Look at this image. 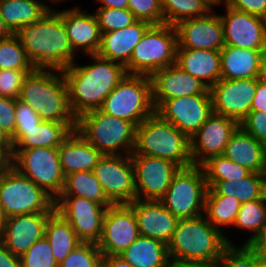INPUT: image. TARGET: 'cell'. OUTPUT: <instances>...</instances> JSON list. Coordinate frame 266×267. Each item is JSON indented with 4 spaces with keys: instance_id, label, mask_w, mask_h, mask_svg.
Segmentation results:
<instances>
[{
    "instance_id": "obj_1",
    "label": "cell",
    "mask_w": 266,
    "mask_h": 267,
    "mask_svg": "<svg viewBox=\"0 0 266 267\" xmlns=\"http://www.w3.org/2000/svg\"><path fill=\"white\" fill-rule=\"evenodd\" d=\"M92 64H71L63 75L68 89V101L73 116L100 109L104 99L126 77L125 66L104 59L97 54L89 55Z\"/></svg>"
},
{
    "instance_id": "obj_2",
    "label": "cell",
    "mask_w": 266,
    "mask_h": 267,
    "mask_svg": "<svg viewBox=\"0 0 266 267\" xmlns=\"http://www.w3.org/2000/svg\"><path fill=\"white\" fill-rule=\"evenodd\" d=\"M16 35L33 63L34 70L63 73L74 64L73 50L61 11L50 9L37 22L21 28Z\"/></svg>"
},
{
    "instance_id": "obj_3",
    "label": "cell",
    "mask_w": 266,
    "mask_h": 267,
    "mask_svg": "<svg viewBox=\"0 0 266 267\" xmlns=\"http://www.w3.org/2000/svg\"><path fill=\"white\" fill-rule=\"evenodd\" d=\"M228 245L233 243L203 214L179 219L167 247L169 258L214 265Z\"/></svg>"
},
{
    "instance_id": "obj_4",
    "label": "cell",
    "mask_w": 266,
    "mask_h": 267,
    "mask_svg": "<svg viewBox=\"0 0 266 267\" xmlns=\"http://www.w3.org/2000/svg\"><path fill=\"white\" fill-rule=\"evenodd\" d=\"M18 99L28 104L40 118L59 123H76L69 101L63 73L34 70L21 87Z\"/></svg>"
},
{
    "instance_id": "obj_5",
    "label": "cell",
    "mask_w": 266,
    "mask_h": 267,
    "mask_svg": "<svg viewBox=\"0 0 266 267\" xmlns=\"http://www.w3.org/2000/svg\"><path fill=\"white\" fill-rule=\"evenodd\" d=\"M132 154L167 159L181 168L193 165L190 139L156 112L136 126Z\"/></svg>"
},
{
    "instance_id": "obj_6",
    "label": "cell",
    "mask_w": 266,
    "mask_h": 267,
    "mask_svg": "<svg viewBox=\"0 0 266 267\" xmlns=\"http://www.w3.org/2000/svg\"><path fill=\"white\" fill-rule=\"evenodd\" d=\"M76 130L103 155L133 153L136 136V125L133 122L97 109L77 118Z\"/></svg>"
},
{
    "instance_id": "obj_7",
    "label": "cell",
    "mask_w": 266,
    "mask_h": 267,
    "mask_svg": "<svg viewBox=\"0 0 266 267\" xmlns=\"http://www.w3.org/2000/svg\"><path fill=\"white\" fill-rule=\"evenodd\" d=\"M177 46L175 26L151 25L125 65L127 74L151 76L157 70L176 64Z\"/></svg>"
},
{
    "instance_id": "obj_8",
    "label": "cell",
    "mask_w": 266,
    "mask_h": 267,
    "mask_svg": "<svg viewBox=\"0 0 266 267\" xmlns=\"http://www.w3.org/2000/svg\"><path fill=\"white\" fill-rule=\"evenodd\" d=\"M100 110L138 126L155 112L150 76L127 74L104 99Z\"/></svg>"
},
{
    "instance_id": "obj_9",
    "label": "cell",
    "mask_w": 266,
    "mask_h": 267,
    "mask_svg": "<svg viewBox=\"0 0 266 267\" xmlns=\"http://www.w3.org/2000/svg\"><path fill=\"white\" fill-rule=\"evenodd\" d=\"M55 200L32 180L10 167L0 176V211L3 218L54 212Z\"/></svg>"
},
{
    "instance_id": "obj_10",
    "label": "cell",
    "mask_w": 266,
    "mask_h": 267,
    "mask_svg": "<svg viewBox=\"0 0 266 267\" xmlns=\"http://www.w3.org/2000/svg\"><path fill=\"white\" fill-rule=\"evenodd\" d=\"M207 189L201 166L180 168L160 201L178 219L195 218L204 213Z\"/></svg>"
},
{
    "instance_id": "obj_11",
    "label": "cell",
    "mask_w": 266,
    "mask_h": 267,
    "mask_svg": "<svg viewBox=\"0 0 266 267\" xmlns=\"http://www.w3.org/2000/svg\"><path fill=\"white\" fill-rule=\"evenodd\" d=\"M12 167L32 180L54 200L64 188L65 176L59 161L58 147L14 149Z\"/></svg>"
},
{
    "instance_id": "obj_12",
    "label": "cell",
    "mask_w": 266,
    "mask_h": 267,
    "mask_svg": "<svg viewBox=\"0 0 266 267\" xmlns=\"http://www.w3.org/2000/svg\"><path fill=\"white\" fill-rule=\"evenodd\" d=\"M92 172L113 204H129L136 199L131 155H102Z\"/></svg>"
},
{
    "instance_id": "obj_13",
    "label": "cell",
    "mask_w": 266,
    "mask_h": 267,
    "mask_svg": "<svg viewBox=\"0 0 266 267\" xmlns=\"http://www.w3.org/2000/svg\"><path fill=\"white\" fill-rule=\"evenodd\" d=\"M54 206L55 211L71 225L81 242H99L108 207L76 196H58Z\"/></svg>"
},
{
    "instance_id": "obj_14",
    "label": "cell",
    "mask_w": 266,
    "mask_h": 267,
    "mask_svg": "<svg viewBox=\"0 0 266 267\" xmlns=\"http://www.w3.org/2000/svg\"><path fill=\"white\" fill-rule=\"evenodd\" d=\"M131 160L135 172L136 199L142 200H160L181 168L170 160L141 154H131Z\"/></svg>"
},
{
    "instance_id": "obj_15",
    "label": "cell",
    "mask_w": 266,
    "mask_h": 267,
    "mask_svg": "<svg viewBox=\"0 0 266 267\" xmlns=\"http://www.w3.org/2000/svg\"><path fill=\"white\" fill-rule=\"evenodd\" d=\"M257 82L258 78L220 79L209 89L213 112L240 124L251 112Z\"/></svg>"
},
{
    "instance_id": "obj_16",
    "label": "cell",
    "mask_w": 266,
    "mask_h": 267,
    "mask_svg": "<svg viewBox=\"0 0 266 267\" xmlns=\"http://www.w3.org/2000/svg\"><path fill=\"white\" fill-rule=\"evenodd\" d=\"M139 236L132 208L128 204H113L105 212L97 246L103 256L119 255Z\"/></svg>"
},
{
    "instance_id": "obj_17",
    "label": "cell",
    "mask_w": 266,
    "mask_h": 267,
    "mask_svg": "<svg viewBox=\"0 0 266 267\" xmlns=\"http://www.w3.org/2000/svg\"><path fill=\"white\" fill-rule=\"evenodd\" d=\"M189 139L213 113L210 94H194L165 100L156 110Z\"/></svg>"
},
{
    "instance_id": "obj_18",
    "label": "cell",
    "mask_w": 266,
    "mask_h": 267,
    "mask_svg": "<svg viewBox=\"0 0 266 267\" xmlns=\"http://www.w3.org/2000/svg\"><path fill=\"white\" fill-rule=\"evenodd\" d=\"M239 123L231 118L212 113L190 138L193 165L201 166L210 157L222 155Z\"/></svg>"
},
{
    "instance_id": "obj_19",
    "label": "cell",
    "mask_w": 266,
    "mask_h": 267,
    "mask_svg": "<svg viewBox=\"0 0 266 267\" xmlns=\"http://www.w3.org/2000/svg\"><path fill=\"white\" fill-rule=\"evenodd\" d=\"M220 15L226 46L266 50V19L235 10L225 4Z\"/></svg>"
},
{
    "instance_id": "obj_20",
    "label": "cell",
    "mask_w": 266,
    "mask_h": 267,
    "mask_svg": "<svg viewBox=\"0 0 266 267\" xmlns=\"http://www.w3.org/2000/svg\"><path fill=\"white\" fill-rule=\"evenodd\" d=\"M212 12L203 17L182 20L175 25L177 49L220 51L225 46L220 15Z\"/></svg>"
},
{
    "instance_id": "obj_21",
    "label": "cell",
    "mask_w": 266,
    "mask_h": 267,
    "mask_svg": "<svg viewBox=\"0 0 266 267\" xmlns=\"http://www.w3.org/2000/svg\"><path fill=\"white\" fill-rule=\"evenodd\" d=\"M52 213L39 212L5 218L0 241L13 254L21 256L45 237L47 220Z\"/></svg>"
},
{
    "instance_id": "obj_22",
    "label": "cell",
    "mask_w": 266,
    "mask_h": 267,
    "mask_svg": "<svg viewBox=\"0 0 266 267\" xmlns=\"http://www.w3.org/2000/svg\"><path fill=\"white\" fill-rule=\"evenodd\" d=\"M152 102L155 110L165 101L194 94H210L197 78L176 64L155 71L151 76Z\"/></svg>"
},
{
    "instance_id": "obj_23",
    "label": "cell",
    "mask_w": 266,
    "mask_h": 267,
    "mask_svg": "<svg viewBox=\"0 0 266 267\" xmlns=\"http://www.w3.org/2000/svg\"><path fill=\"white\" fill-rule=\"evenodd\" d=\"M128 205L135 214L140 235L168 245L179 219L160 200L135 199Z\"/></svg>"
},
{
    "instance_id": "obj_24",
    "label": "cell",
    "mask_w": 266,
    "mask_h": 267,
    "mask_svg": "<svg viewBox=\"0 0 266 267\" xmlns=\"http://www.w3.org/2000/svg\"><path fill=\"white\" fill-rule=\"evenodd\" d=\"M221 79L259 78L266 72V50L224 46L220 50Z\"/></svg>"
},
{
    "instance_id": "obj_25",
    "label": "cell",
    "mask_w": 266,
    "mask_h": 267,
    "mask_svg": "<svg viewBox=\"0 0 266 267\" xmlns=\"http://www.w3.org/2000/svg\"><path fill=\"white\" fill-rule=\"evenodd\" d=\"M61 18L73 50L87 55L97 54L101 44V32L94 14L84 13L79 7L62 10Z\"/></svg>"
},
{
    "instance_id": "obj_26",
    "label": "cell",
    "mask_w": 266,
    "mask_h": 267,
    "mask_svg": "<svg viewBox=\"0 0 266 267\" xmlns=\"http://www.w3.org/2000/svg\"><path fill=\"white\" fill-rule=\"evenodd\" d=\"M150 26L151 24L148 22L137 20L121 30L102 33L97 55L125 66L129 62L135 46Z\"/></svg>"
},
{
    "instance_id": "obj_27",
    "label": "cell",
    "mask_w": 266,
    "mask_h": 267,
    "mask_svg": "<svg viewBox=\"0 0 266 267\" xmlns=\"http://www.w3.org/2000/svg\"><path fill=\"white\" fill-rule=\"evenodd\" d=\"M176 65L208 89L221 79L220 51L176 49Z\"/></svg>"
},
{
    "instance_id": "obj_28",
    "label": "cell",
    "mask_w": 266,
    "mask_h": 267,
    "mask_svg": "<svg viewBox=\"0 0 266 267\" xmlns=\"http://www.w3.org/2000/svg\"><path fill=\"white\" fill-rule=\"evenodd\" d=\"M58 154L64 176L78 171H93L103 155L77 130L72 131L58 147Z\"/></svg>"
},
{
    "instance_id": "obj_29",
    "label": "cell",
    "mask_w": 266,
    "mask_h": 267,
    "mask_svg": "<svg viewBox=\"0 0 266 267\" xmlns=\"http://www.w3.org/2000/svg\"><path fill=\"white\" fill-rule=\"evenodd\" d=\"M222 155L251 173L265 172L266 147L240 126L231 135Z\"/></svg>"
},
{
    "instance_id": "obj_30",
    "label": "cell",
    "mask_w": 266,
    "mask_h": 267,
    "mask_svg": "<svg viewBox=\"0 0 266 267\" xmlns=\"http://www.w3.org/2000/svg\"><path fill=\"white\" fill-rule=\"evenodd\" d=\"M74 130H76V123L41 120L32 129H15L11 139L14 149L59 147Z\"/></svg>"
},
{
    "instance_id": "obj_31",
    "label": "cell",
    "mask_w": 266,
    "mask_h": 267,
    "mask_svg": "<svg viewBox=\"0 0 266 267\" xmlns=\"http://www.w3.org/2000/svg\"><path fill=\"white\" fill-rule=\"evenodd\" d=\"M50 9L52 7L40 0H0V15L13 34L37 22Z\"/></svg>"
},
{
    "instance_id": "obj_32",
    "label": "cell",
    "mask_w": 266,
    "mask_h": 267,
    "mask_svg": "<svg viewBox=\"0 0 266 267\" xmlns=\"http://www.w3.org/2000/svg\"><path fill=\"white\" fill-rule=\"evenodd\" d=\"M119 256L133 267H166L169 261L166 244L142 235Z\"/></svg>"
},
{
    "instance_id": "obj_33",
    "label": "cell",
    "mask_w": 266,
    "mask_h": 267,
    "mask_svg": "<svg viewBox=\"0 0 266 267\" xmlns=\"http://www.w3.org/2000/svg\"><path fill=\"white\" fill-rule=\"evenodd\" d=\"M219 195L233 196L241 204L256 199H266L264 173H250L243 179L230 181H206Z\"/></svg>"
},
{
    "instance_id": "obj_34",
    "label": "cell",
    "mask_w": 266,
    "mask_h": 267,
    "mask_svg": "<svg viewBox=\"0 0 266 267\" xmlns=\"http://www.w3.org/2000/svg\"><path fill=\"white\" fill-rule=\"evenodd\" d=\"M45 237L58 264L81 243L71 225L56 211L47 220Z\"/></svg>"
},
{
    "instance_id": "obj_35",
    "label": "cell",
    "mask_w": 266,
    "mask_h": 267,
    "mask_svg": "<svg viewBox=\"0 0 266 267\" xmlns=\"http://www.w3.org/2000/svg\"><path fill=\"white\" fill-rule=\"evenodd\" d=\"M59 196L83 197L104 207L113 205L92 171H78L65 176L64 188Z\"/></svg>"
},
{
    "instance_id": "obj_36",
    "label": "cell",
    "mask_w": 266,
    "mask_h": 267,
    "mask_svg": "<svg viewBox=\"0 0 266 267\" xmlns=\"http://www.w3.org/2000/svg\"><path fill=\"white\" fill-rule=\"evenodd\" d=\"M240 205L237 198L219 195L213 188H208L204 215L215 228L223 231L220 226L234 225Z\"/></svg>"
},
{
    "instance_id": "obj_37",
    "label": "cell",
    "mask_w": 266,
    "mask_h": 267,
    "mask_svg": "<svg viewBox=\"0 0 266 267\" xmlns=\"http://www.w3.org/2000/svg\"><path fill=\"white\" fill-rule=\"evenodd\" d=\"M161 7L164 22L172 26L185 19L203 17L214 9L207 0H161Z\"/></svg>"
},
{
    "instance_id": "obj_38",
    "label": "cell",
    "mask_w": 266,
    "mask_h": 267,
    "mask_svg": "<svg viewBox=\"0 0 266 267\" xmlns=\"http://www.w3.org/2000/svg\"><path fill=\"white\" fill-rule=\"evenodd\" d=\"M266 221V199H256L240 205L234 226L251 231V237L245 241L248 245L260 233Z\"/></svg>"
},
{
    "instance_id": "obj_39",
    "label": "cell",
    "mask_w": 266,
    "mask_h": 267,
    "mask_svg": "<svg viewBox=\"0 0 266 267\" xmlns=\"http://www.w3.org/2000/svg\"><path fill=\"white\" fill-rule=\"evenodd\" d=\"M201 167L206 181H230L243 179L251 172L223 155L210 157Z\"/></svg>"
},
{
    "instance_id": "obj_40",
    "label": "cell",
    "mask_w": 266,
    "mask_h": 267,
    "mask_svg": "<svg viewBox=\"0 0 266 267\" xmlns=\"http://www.w3.org/2000/svg\"><path fill=\"white\" fill-rule=\"evenodd\" d=\"M0 69L34 70L16 34L0 39Z\"/></svg>"
},
{
    "instance_id": "obj_41",
    "label": "cell",
    "mask_w": 266,
    "mask_h": 267,
    "mask_svg": "<svg viewBox=\"0 0 266 267\" xmlns=\"http://www.w3.org/2000/svg\"><path fill=\"white\" fill-rule=\"evenodd\" d=\"M103 257L97 244L81 242L58 267H103Z\"/></svg>"
},
{
    "instance_id": "obj_42",
    "label": "cell",
    "mask_w": 266,
    "mask_h": 267,
    "mask_svg": "<svg viewBox=\"0 0 266 267\" xmlns=\"http://www.w3.org/2000/svg\"><path fill=\"white\" fill-rule=\"evenodd\" d=\"M258 251L249 245L242 247L228 245L222 252L214 267H254L263 257Z\"/></svg>"
},
{
    "instance_id": "obj_43",
    "label": "cell",
    "mask_w": 266,
    "mask_h": 267,
    "mask_svg": "<svg viewBox=\"0 0 266 267\" xmlns=\"http://www.w3.org/2000/svg\"><path fill=\"white\" fill-rule=\"evenodd\" d=\"M94 15L96 16L101 34L121 30L137 21L129 9L99 7Z\"/></svg>"
},
{
    "instance_id": "obj_44",
    "label": "cell",
    "mask_w": 266,
    "mask_h": 267,
    "mask_svg": "<svg viewBox=\"0 0 266 267\" xmlns=\"http://www.w3.org/2000/svg\"><path fill=\"white\" fill-rule=\"evenodd\" d=\"M21 267H58L52 248L46 237L35 242L20 256Z\"/></svg>"
},
{
    "instance_id": "obj_45",
    "label": "cell",
    "mask_w": 266,
    "mask_h": 267,
    "mask_svg": "<svg viewBox=\"0 0 266 267\" xmlns=\"http://www.w3.org/2000/svg\"><path fill=\"white\" fill-rule=\"evenodd\" d=\"M128 9L137 20L151 25L164 24L161 0H128Z\"/></svg>"
},
{
    "instance_id": "obj_46",
    "label": "cell",
    "mask_w": 266,
    "mask_h": 267,
    "mask_svg": "<svg viewBox=\"0 0 266 267\" xmlns=\"http://www.w3.org/2000/svg\"><path fill=\"white\" fill-rule=\"evenodd\" d=\"M33 71L0 69V96L18 99L25 77Z\"/></svg>"
},
{
    "instance_id": "obj_47",
    "label": "cell",
    "mask_w": 266,
    "mask_h": 267,
    "mask_svg": "<svg viewBox=\"0 0 266 267\" xmlns=\"http://www.w3.org/2000/svg\"><path fill=\"white\" fill-rule=\"evenodd\" d=\"M239 126L266 147V112L251 111Z\"/></svg>"
},
{
    "instance_id": "obj_48",
    "label": "cell",
    "mask_w": 266,
    "mask_h": 267,
    "mask_svg": "<svg viewBox=\"0 0 266 267\" xmlns=\"http://www.w3.org/2000/svg\"><path fill=\"white\" fill-rule=\"evenodd\" d=\"M16 104L17 99L0 96V127L11 138L16 129Z\"/></svg>"
},
{
    "instance_id": "obj_49",
    "label": "cell",
    "mask_w": 266,
    "mask_h": 267,
    "mask_svg": "<svg viewBox=\"0 0 266 267\" xmlns=\"http://www.w3.org/2000/svg\"><path fill=\"white\" fill-rule=\"evenodd\" d=\"M16 129H32L42 120L28 104L17 99L16 104Z\"/></svg>"
},
{
    "instance_id": "obj_50",
    "label": "cell",
    "mask_w": 266,
    "mask_h": 267,
    "mask_svg": "<svg viewBox=\"0 0 266 267\" xmlns=\"http://www.w3.org/2000/svg\"><path fill=\"white\" fill-rule=\"evenodd\" d=\"M228 7L266 19V0H224Z\"/></svg>"
},
{
    "instance_id": "obj_51",
    "label": "cell",
    "mask_w": 266,
    "mask_h": 267,
    "mask_svg": "<svg viewBox=\"0 0 266 267\" xmlns=\"http://www.w3.org/2000/svg\"><path fill=\"white\" fill-rule=\"evenodd\" d=\"M251 111L266 112V75L258 78L257 89L251 105Z\"/></svg>"
},
{
    "instance_id": "obj_52",
    "label": "cell",
    "mask_w": 266,
    "mask_h": 267,
    "mask_svg": "<svg viewBox=\"0 0 266 267\" xmlns=\"http://www.w3.org/2000/svg\"><path fill=\"white\" fill-rule=\"evenodd\" d=\"M0 267H21L20 256L13 254L0 241Z\"/></svg>"
},
{
    "instance_id": "obj_53",
    "label": "cell",
    "mask_w": 266,
    "mask_h": 267,
    "mask_svg": "<svg viewBox=\"0 0 266 267\" xmlns=\"http://www.w3.org/2000/svg\"><path fill=\"white\" fill-rule=\"evenodd\" d=\"M248 245L252 249L258 251L261 255H266V221L263 224L260 233Z\"/></svg>"
},
{
    "instance_id": "obj_54",
    "label": "cell",
    "mask_w": 266,
    "mask_h": 267,
    "mask_svg": "<svg viewBox=\"0 0 266 267\" xmlns=\"http://www.w3.org/2000/svg\"><path fill=\"white\" fill-rule=\"evenodd\" d=\"M166 267H214V265H210L201 261H186L169 258Z\"/></svg>"
},
{
    "instance_id": "obj_55",
    "label": "cell",
    "mask_w": 266,
    "mask_h": 267,
    "mask_svg": "<svg viewBox=\"0 0 266 267\" xmlns=\"http://www.w3.org/2000/svg\"><path fill=\"white\" fill-rule=\"evenodd\" d=\"M103 267H133L119 255L104 256Z\"/></svg>"
},
{
    "instance_id": "obj_56",
    "label": "cell",
    "mask_w": 266,
    "mask_h": 267,
    "mask_svg": "<svg viewBox=\"0 0 266 267\" xmlns=\"http://www.w3.org/2000/svg\"><path fill=\"white\" fill-rule=\"evenodd\" d=\"M12 166V156L0 147V176L3 175Z\"/></svg>"
},
{
    "instance_id": "obj_57",
    "label": "cell",
    "mask_w": 266,
    "mask_h": 267,
    "mask_svg": "<svg viewBox=\"0 0 266 267\" xmlns=\"http://www.w3.org/2000/svg\"><path fill=\"white\" fill-rule=\"evenodd\" d=\"M102 5L100 7L114 8V9H128V0H97Z\"/></svg>"
},
{
    "instance_id": "obj_58",
    "label": "cell",
    "mask_w": 266,
    "mask_h": 267,
    "mask_svg": "<svg viewBox=\"0 0 266 267\" xmlns=\"http://www.w3.org/2000/svg\"><path fill=\"white\" fill-rule=\"evenodd\" d=\"M0 147H3L11 156L13 154L14 145L11 137L5 133L0 127Z\"/></svg>"
},
{
    "instance_id": "obj_59",
    "label": "cell",
    "mask_w": 266,
    "mask_h": 267,
    "mask_svg": "<svg viewBox=\"0 0 266 267\" xmlns=\"http://www.w3.org/2000/svg\"><path fill=\"white\" fill-rule=\"evenodd\" d=\"M13 33L8 29L0 15V39H5L11 36Z\"/></svg>"
},
{
    "instance_id": "obj_60",
    "label": "cell",
    "mask_w": 266,
    "mask_h": 267,
    "mask_svg": "<svg viewBox=\"0 0 266 267\" xmlns=\"http://www.w3.org/2000/svg\"><path fill=\"white\" fill-rule=\"evenodd\" d=\"M254 267H266V255H264Z\"/></svg>"
},
{
    "instance_id": "obj_61",
    "label": "cell",
    "mask_w": 266,
    "mask_h": 267,
    "mask_svg": "<svg viewBox=\"0 0 266 267\" xmlns=\"http://www.w3.org/2000/svg\"><path fill=\"white\" fill-rule=\"evenodd\" d=\"M212 6H215V5H221L223 4L222 2H224V0H207Z\"/></svg>"
},
{
    "instance_id": "obj_62",
    "label": "cell",
    "mask_w": 266,
    "mask_h": 267,
    "mask_svg": "<svg viewBox=\"0 0 266 267\" xmlns=\"http://www.w3.org/2000/svg\"><path fill=\"white\" fill-rule=\"evenodd\" d=\"M3 223H4V218H3L2 214H1V211H0V234L2 232Z\"/></svg>"
},
{
    "instance_id": "obj_63",
    "label": "cell",
    "mask_w": 266,
    "mask_h": 267,
    "mask_svg": "<svg viewBox=\"0 0 266 267\" xmlns=\"http://www.w3.org/2000/svg\"><path fill=\"white\" fill-rule=\"evenodd\" d=\"M264 175H265V189H266V166H265V172H264Z\"/></svg>"
},
{
    "instance_id": "obj_64",
    "label": "cell",
    "mask_w": 266,
    "mask_h": 267,
    "mask_svg": "<svg viewBox=\"0 0 266 267\" xmlns=\"http://www.w3.org/2000/svg\"><path fill=\"white\" fill-rule=\"evenodd\" d=\"M49 1H51V2H53V3H54V2L57 3V2H60V1H63V0H49Z\"/></svg>"
}]
</instances>
